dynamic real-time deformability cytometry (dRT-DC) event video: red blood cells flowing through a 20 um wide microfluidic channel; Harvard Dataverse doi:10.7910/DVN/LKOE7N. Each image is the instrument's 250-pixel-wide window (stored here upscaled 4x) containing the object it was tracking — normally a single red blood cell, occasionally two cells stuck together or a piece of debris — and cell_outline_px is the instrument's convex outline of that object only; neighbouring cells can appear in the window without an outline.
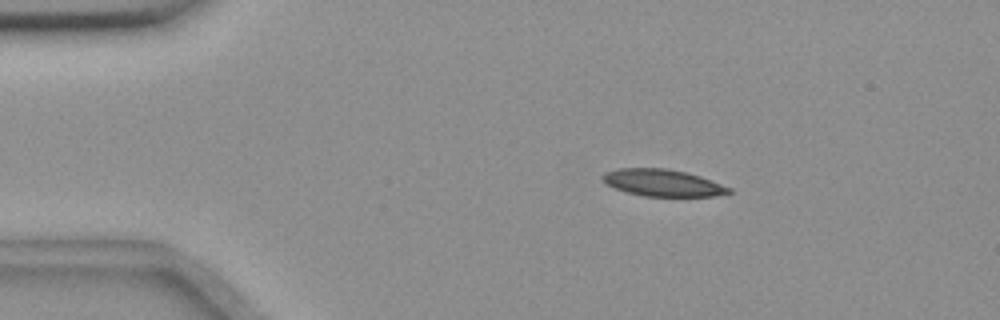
{"species": "common noctule bat (a hibernating species)", "species_latin": "Nyctalus noctula", "temperature_condition": "room temperature", "stored_images_in_passage": 5, "camera_frame_rate_fps": 3000, "um_per_image_px": 0.085, "animal": {"sex": "female", "body_mass_g": 18.4}, "frame": {"image": 1, "passage_image": 2, "time_ms": 1.333, "image_size_px": [1000, 320], "cell_outline_px": [[732, 192], [716, 196], [644, 196], [628, 192], [616, 188], [608, 184], [600, 176], [604, 172], [620, 168], [664, 168], [684, 172], [700, 176], [732, 188]], "centroid_in_image_um": [56.34, 15.54], "position_along_channel_um": 28.7, "area_um2": 19.59}}